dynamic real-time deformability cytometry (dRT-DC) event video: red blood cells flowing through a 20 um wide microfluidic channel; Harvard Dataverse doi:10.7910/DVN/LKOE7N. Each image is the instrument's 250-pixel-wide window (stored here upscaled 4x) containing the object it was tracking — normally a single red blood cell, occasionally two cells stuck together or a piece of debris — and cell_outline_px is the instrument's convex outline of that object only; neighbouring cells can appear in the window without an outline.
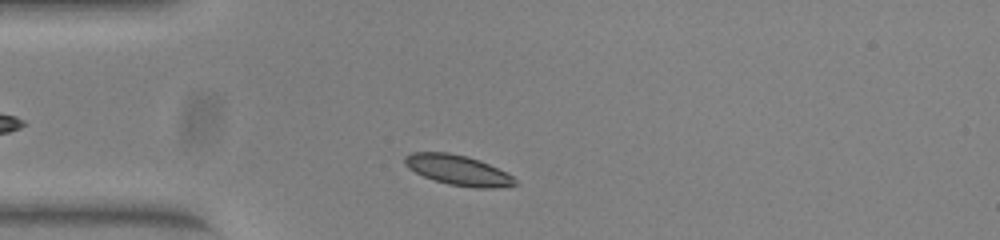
{"species": "common noctule bat (a hibernating species)", "species_latin": "Nyctalus noctula", "temperature_condition": "warm", "stored_images_in_passage": 43, "camera_frame_rate_fps": 3000, "um_per_image_px": 0.085, "animal": {"sex": "female", "body_mass_g": 23.0, "forearm_length_mm": 53.4}, "frame": {"image": 1, "passage_image": 4, "time_ms": 1.0, "image_size_px": [1000, 240], "cell_outline_px": [[520, 184], [496, 188], [476, 188], [448, 184], [424, 176], [408, 168], [404, 164], [404, 156], [412, 152], [448, 152], [480, 160], [512, 176]], "centroid_in_image_um": [38.92, 14.46], "position_along_channel_um": 46.1, "area_um2": 19.19}}
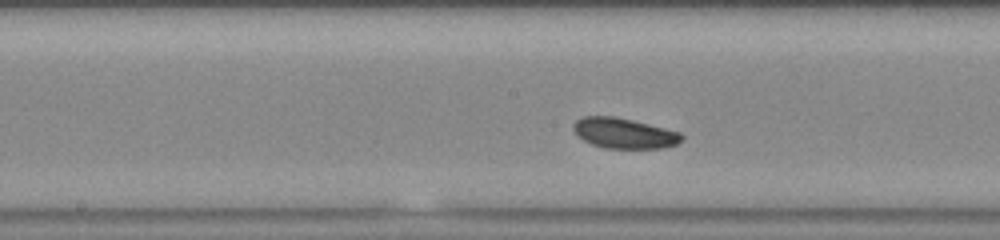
{"frame": {"image": 2, "passage_image": 17, "time_ms": 5.333, "image_size_px": [1000, 240], "cell_outline_px": [[684, 140], [676, 144], [660, 148], [604, 148], [592, 144], [584, 140], [572, 128], [572, 124], [576, 120], [584, 116], [612, 116], [632, 120], [680, 132], [684, 136]], "centroid_in_image_um": [53.05, 11.32], "position_along_channel_um": 195.1, "area_um2": 19.02}}
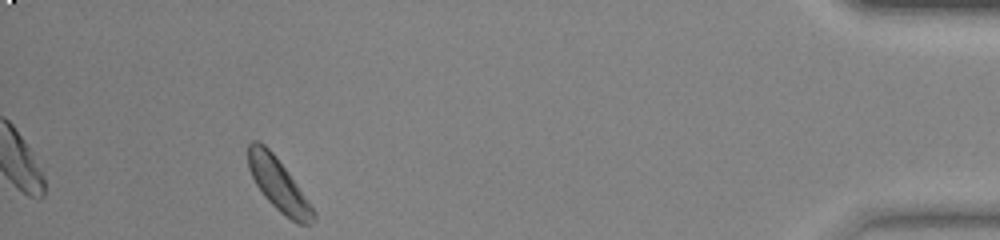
{"frame": {"image": 3, "passage_image": 39, "time_ms": 12.667, "image_size_px": [1000, 240], "cell_outline_px": [[316, 216], [312, 224], [296, 224], [280, 212], [264, 196], [256, 184], [248, 168], [248, 144], [252, 140], [256, 140], [264, 144], [276, 156], [288, 172], [316, 212]], "centroid_in_image_um": [23.67, 15.7], "position_along_channel_um": 411.5, "area_um2": 19.77}, "authors_computed_cell_mechanics": {"area_um2": 19.2474, "velocity_mm_per_s": 3.8263, "shape_relaxation_time_tau1_ms": 1.0238, "shape_relaxation_time_tau2_ms": 5.5589, "deformation_change_tau1": 0.0478, "deformation_change_tau2": 0.0843}}